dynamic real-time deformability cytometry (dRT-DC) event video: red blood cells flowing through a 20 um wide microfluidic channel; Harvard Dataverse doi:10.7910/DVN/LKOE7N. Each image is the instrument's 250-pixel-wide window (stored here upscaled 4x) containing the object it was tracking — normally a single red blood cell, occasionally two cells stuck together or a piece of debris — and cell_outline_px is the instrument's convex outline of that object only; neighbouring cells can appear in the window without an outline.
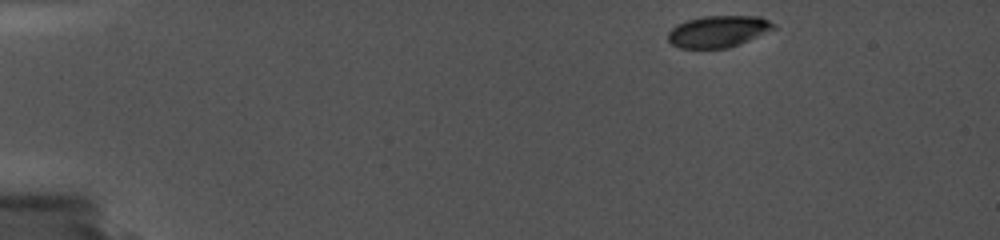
{"species": "common noctule bat (a hibernating species)", "species_latin": "Nyctalus noctula", "temperature_condition": "cold", "stored_images_in_passage": 49, "camera_frame_rate_fps": 5000, "um_per_image_px": 0.085, "animal": {"sex": "female", "body_mass_g": 19.0, "forearm_length_mm": 56.7}, "frame": {"image": 1, "passage_image": 1, "time_ms": 0.0, "image_size_px": [1000, 240], "cell_outline_px": [[776, 28], [748, 40], [728, 48], [680, 48], [672, 44], [668, 40], [668, 32], [676, 24], [688, 20], [704, 16], [760, 16], [776, 24]], "centroid_in_image_um": [61.04, 2.66], "position_along_channel_um": 24.0, "area_um2": 19.36}}
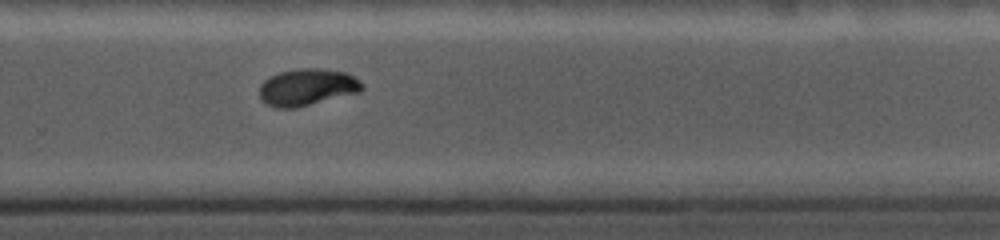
{"frame": {"image": 2, "passage_image": 37, "time_ms": 10.4, "image_size_px": [1000, 240], "cell_outline_px": [[364, 88], [360, 92], [296, 108], [276, 108], [260, 100], [260, 84], [264, 80], [280, 72], [300, 68], [316, 68], [348, 72], [360, 80], [364, 84]], "centroid_in_image_um": [26.14, 7.41], "position_along_channel_um": 303.7, "area_um2": 22.2}}
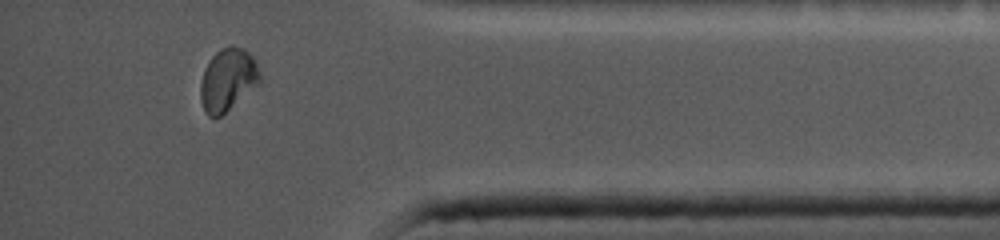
{"frame": {"image": 3, "passage_image": 46, "time_ms": 13.6, "image_size_px": [1000, 240], "cell_outline_px": [[260, 84], [220, 116], [208, 116], [204, 108], [200, 96], [200, 84], [204, 68], [212, 56], [220, 48], [232, 44], [244, 48], [252, 56], [256, 64], [260, 76]], "centroid_in_image_um": [19.36, 6.74], "position_along_channel_um": 415.8, "area_um2": 21.62}}